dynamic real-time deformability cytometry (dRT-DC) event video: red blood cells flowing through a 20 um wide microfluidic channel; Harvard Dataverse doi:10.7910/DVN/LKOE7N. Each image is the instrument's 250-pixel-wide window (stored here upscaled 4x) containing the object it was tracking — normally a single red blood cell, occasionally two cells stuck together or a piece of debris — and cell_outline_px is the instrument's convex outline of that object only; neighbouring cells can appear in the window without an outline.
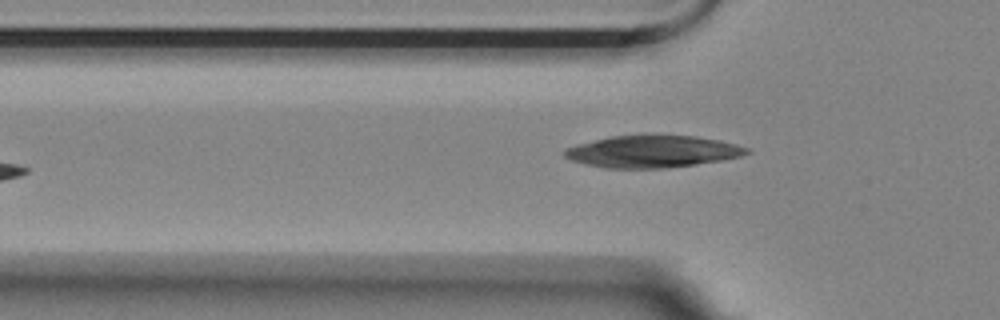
{"species": "Egyptian fruit bat (a non-hibernating species)", "species_latin": "Rousettus aegyptiacus", "temperature_condition": "room temperature", "stored_images_in_passage": 27, "camera_frame_rate_fps": 3000, "um_per_image_px": 0.085, "animal": {"sex": "female"}, "frame": {"image": 1, "passage_image": 3, "time_ms": 0.667, "image_size_px": [1000, 320], "cell_outline_px": [[752, 152], [740, 156], [720, 160], [696, 164], [664, 168], [604, 168], [584, 164], [572, 160], [564, 156], [564, 148], [576, 144], [612, 136], [696, 136], [736, 144], [748, 148]], "centroid_in_image_um": [55.42, 12.89], "position_along_channel_um": 70.4, "area_um2": 33.58}}
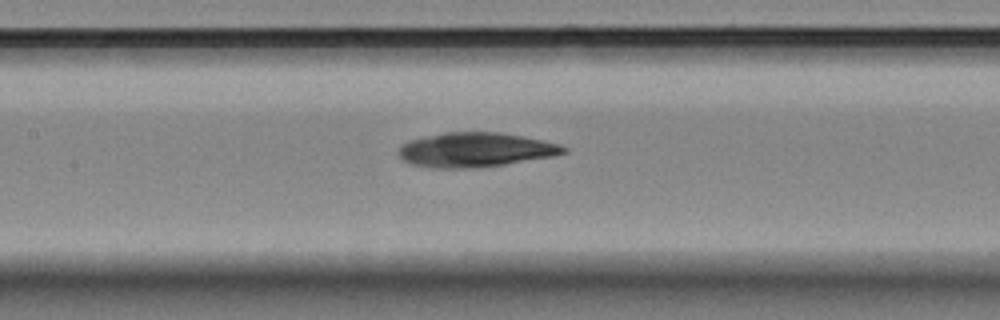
{"frame": {"image": 2, "passage_image": 11, "time_ms": 3.333, "image_size_px": [1000, 320], "cell_outline_px": [[568, 152], [552, 156], [504, 164], [472, 168], [432, 168], [408, 164], [400, 160], [396, 152], [400, 144], [412, 140], [444, 132], [500, 132], [544, 140], [560, 144], [568, 148]], "centroid_in_image_um": [40.36, 12.74], "position_along_channel_um": 167.0, "area_um2": 33.35}}
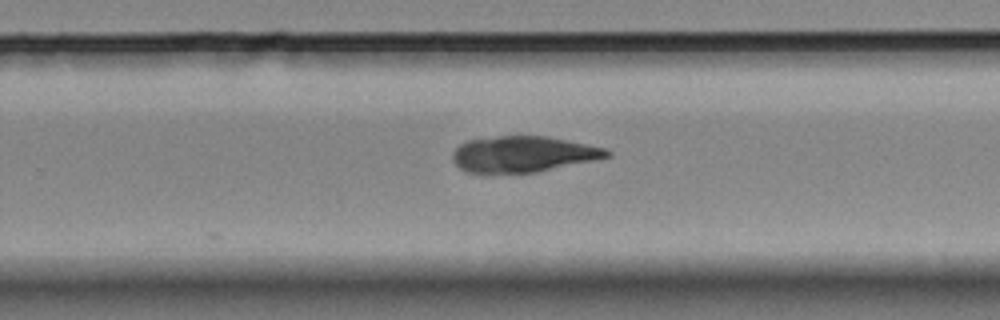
{"frame": {"image": 3, "passage_image": 21, "time_ms": 6.667, "image_size_px": [1000, 320], "cell_outline_px": [[612, 156], [536, 172], [488, 176], [484, 176], [464, 172], [452, 160], [452, 152], [460, 144], [468, 140], [500, 136], [548, 136], [568, 140], [604, 148], [612, 152]], "centroid_in_image_um": [44.38, 13.15], "position_along_channel_um": 285.4, "area_um2": 33.12}}